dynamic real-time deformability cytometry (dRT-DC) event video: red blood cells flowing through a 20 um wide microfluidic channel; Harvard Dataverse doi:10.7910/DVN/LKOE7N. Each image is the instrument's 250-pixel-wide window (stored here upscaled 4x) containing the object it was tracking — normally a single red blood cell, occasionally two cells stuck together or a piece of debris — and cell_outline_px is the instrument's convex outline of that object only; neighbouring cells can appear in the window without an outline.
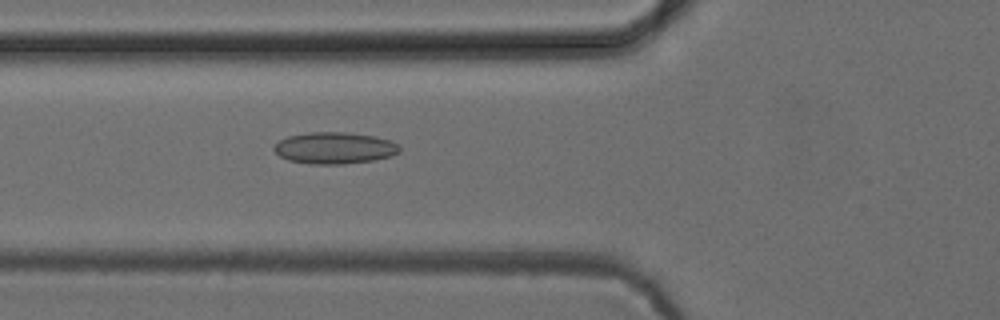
{"species": "common noctule bat (a hibernating species)", "species_latin": "Nyctalus noctula", "temperature_condition": "cold", "stored_images_in_passage": 36, "camera_frame_rate_fps": 3000, "um_per_image_px": 0.085, "animal": {"sex": "female", "body_mass_g": 24.6, "forearm_length_mm": 56.2}, "frame": {"image": 1, "passage_image": 3, "time_ms": 0.667, "image_size_px": [1000, 320], "cell_outline_px": [[400, 152], [392, 156], [372, 160], [344, 164], [308, 164], [288, 160], [280, 156], [272, 148], [280, 140], [288, 136], [308, 132], [344, 132], [372, 136], [388, 140], [400, 144]], "centroid_in_image_um": [28.43, 12.58], "position_along_channel_um": 97.4, "area_um2": 23.12}}
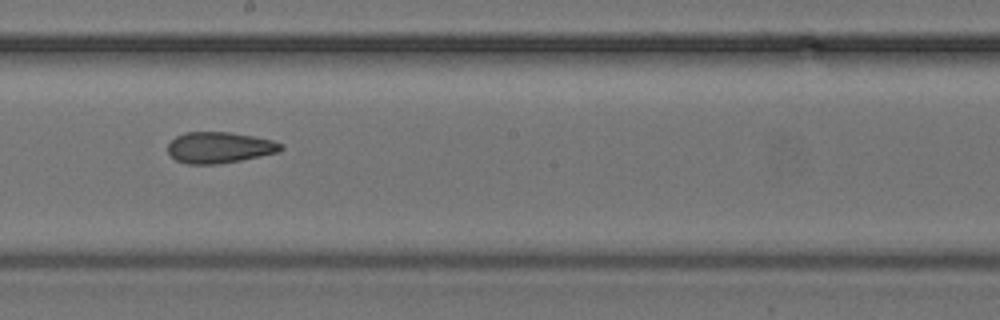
{"frame": {"image": 2, "passage_image": 13, "time_ms": 4.0, "image_size_px": [1000, 320], "cell_outline_px": [[284, 148], [280, 152], [240, 160], [216, 164], [188, 164], [176, 160], [168, 152], [168, 144], [176, 136], [184, 132], [232, 132], [272, 140], [284, 144]], "centroid_in_image_um": [18.67, 12.53], "position_along_channel_um": 229.5, "area_um2": 20.52}}
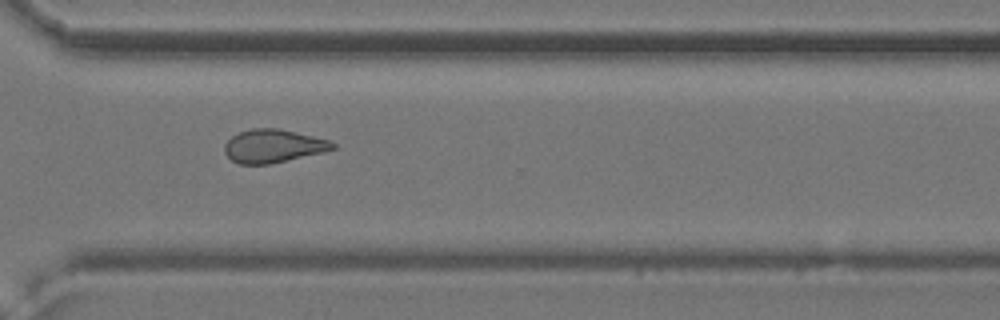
{"frame": {"image": 3, "passage_image": 22, "time_ms": 7.0, "image_size_px": [1000, 320], "cell_outline_px": [[336, 148], [324, 152], [268, 164], [240, 164], [232, 160], [224, 152], [224, 144], [232, 136], [240, 132], [252, 128], [276, 128], [296, 132], [332, 140], [336, 144]], "centroid_in_image_um": [23.25, 12.4], "position_along_channel_um": 347.4, "area_um2": 20.92}, "authors_computed_cell_mechanics": {"area_um2": 21.2415, "velocity_mm_per_s": 3.951, "shape_relaxation_time_tau1_ms": null, "shape_relaxation_time_tau2_ms": 2.5552, "deformation_change_tau1": null, "deformation_change_tau2": 0.0942}}